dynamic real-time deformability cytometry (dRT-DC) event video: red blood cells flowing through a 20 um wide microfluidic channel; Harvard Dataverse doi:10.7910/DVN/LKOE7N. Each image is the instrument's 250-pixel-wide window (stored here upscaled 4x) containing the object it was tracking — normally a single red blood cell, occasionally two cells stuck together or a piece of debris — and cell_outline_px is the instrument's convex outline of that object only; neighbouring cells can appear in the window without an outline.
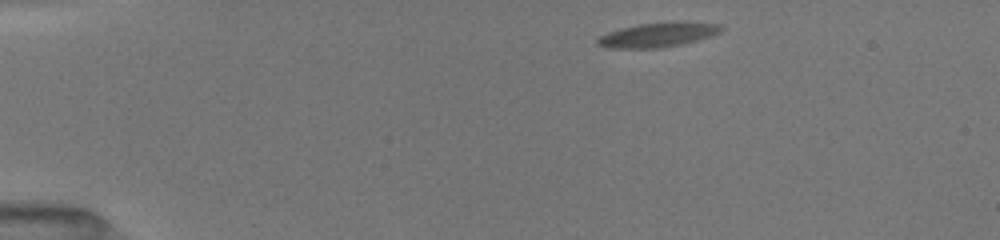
{"species": "common noctule bat (a hibernating species)", "species_latin": "Nyctalus noctula", "temperature_condition": "room temperature", "stored_images_in_passage": 46, "camera_frame_rate_fps": 3000, "um_per_image_px": 0.085, "animal": {"sex": "female", "body_mass_g": 19.5, "forearm_length_mm": 54.1}, "frame": {"image": 1, "passage_image": 1, "time_ms": 0.0, "image_size_px": [1000, 240], "cell_outline_px": [[724, 28], [720, 32], [696, 40], [680, 44], [660, 48], [612, 48], [596, 44], [596, 40], [600, 36], [608, 32], [620, 28], [640, 24], [720, 24]], "centroid_in_image_um": [55.81, 3.0], "position_along_channel_um": 29.2, "area_um2": 16.53}}
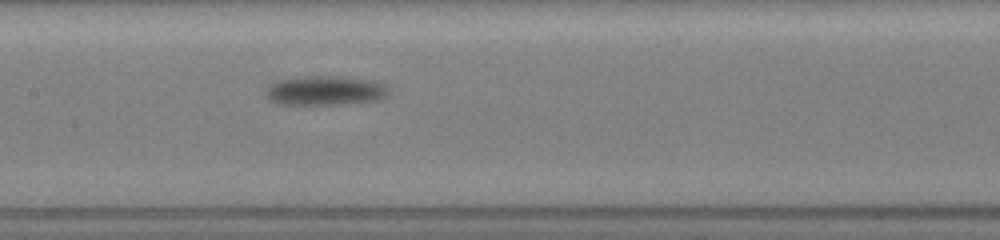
{"frame": {"image": 2, "passage_image": 19, "time_ms": 6.0, "image_size_px": [1000, 240], "cell_outline_px": [[388, 92], [384, 96], [376, 100], [340, 104], [276, 104], [268, 100], [268, 88], [272, 80], [296, 76], [340, 76], [376, 80], [384, 84], [388, 88]], "centroid_in_image_um": [27.6, 7.67], "position_along_channel_um": 179.8, "area_um2": 21.27}}
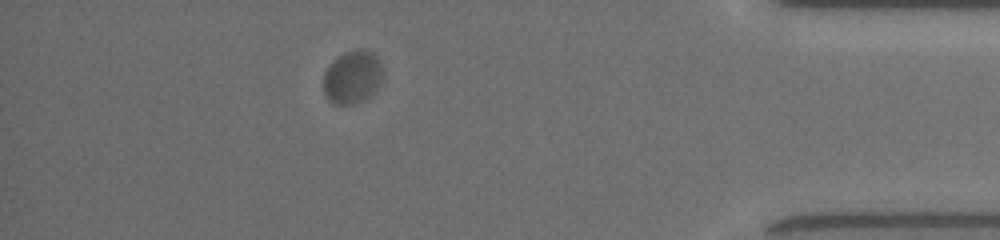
{"frame": {"image": 3, "passage_image": 40, "time_ms": 13.0, "image_size_px": [1000, 240], "cell_outline_px": [[384, 80], [368, 96], [352, 104], [336, 104], [324, 92], [324, 72], [340, 56], [348, 52], [368, 48], [380, 60], [384, 68]], "centroid_in_image_um": [30.04, 6.53], "position_along_channel_um": 405.2, "area_um2": 17.98}, "authors_computed_cell_mechanics": {"area_um2": 19.0162, "velocity_mm_per_s": 3.7799, "shape_relaxation_time_tau1_ms": 1.9629, "shape_relaxation_time_tau2_ms": null, "deformation_change_tau1": 0.0856, "deformation_change_tau2": null}}